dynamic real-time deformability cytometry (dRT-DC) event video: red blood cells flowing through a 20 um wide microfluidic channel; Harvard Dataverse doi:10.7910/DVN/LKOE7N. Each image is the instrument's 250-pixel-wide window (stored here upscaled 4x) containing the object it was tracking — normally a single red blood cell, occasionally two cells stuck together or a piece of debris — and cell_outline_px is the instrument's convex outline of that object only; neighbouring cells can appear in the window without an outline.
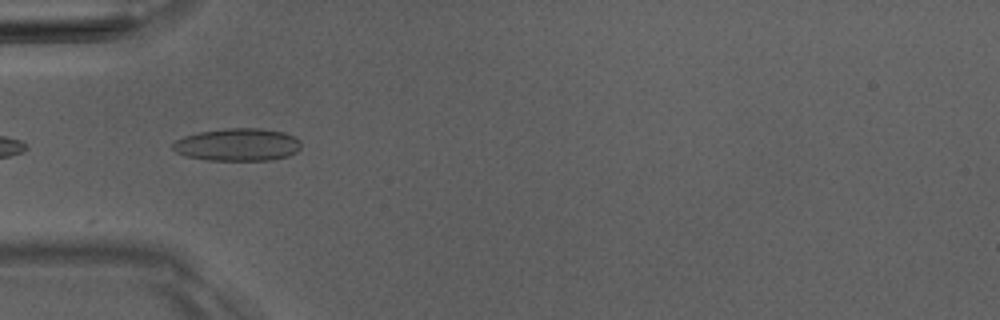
{"species": "Egyptian fruit bat (a non-hibernating species)", "species_latin": "Rousettus aegyptiacus", "temperature_condition": "room temperature", "stored_images_in_passage": 7, "camera_frame_rate_fps": 3000, "um_per_image_px": 0.085, "animal": {"sex": "male"}, "frame": {"image": 1, "passage_image": 5, "time_ms": 4.667, "image_size_px": [1000, 320], "cell_outline_px": [[300, 148], [296, 152], [288, 156], [272, 160], [208, 160], [184, 156], [176, 152], [172, 148], [172, 144], [176, 140], [184, 136], [200, 132], [224, 128], [260, 128], [284, 132], [300, 140]], "centroid_in_image_um": [20.19, 12.3], "position_along_channel_um": 64.8, "area_um2": 24.45}}
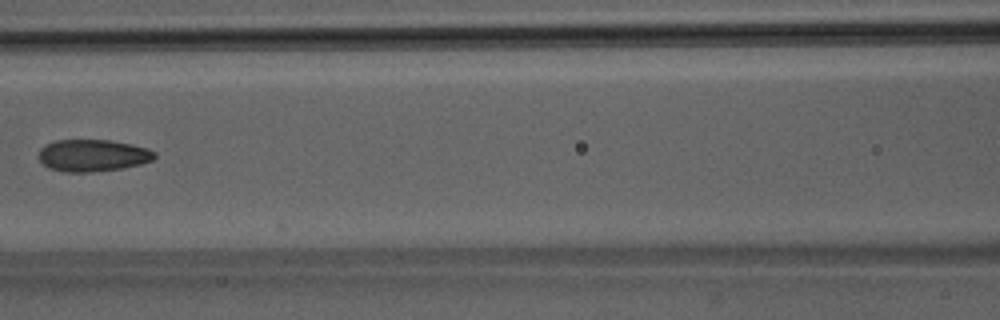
{"frame": {"image": 2, "passage_image": 7, "time_ms": 7.0, "image_size_px": [1000, 320], "cell_outline_px": [[156, 156], [152, 160], [140, 164], [124, 168], [92, 172], [64, 172], [48, 168], [40, 160], [40, 148], [44, 144], [56, 140], [108, 140], [148, 148], [156, 152]], "centroid_in_image_um": [7.88, 13.22], "position_along_channel_um": 158.7, "area_um2": 21.62}}